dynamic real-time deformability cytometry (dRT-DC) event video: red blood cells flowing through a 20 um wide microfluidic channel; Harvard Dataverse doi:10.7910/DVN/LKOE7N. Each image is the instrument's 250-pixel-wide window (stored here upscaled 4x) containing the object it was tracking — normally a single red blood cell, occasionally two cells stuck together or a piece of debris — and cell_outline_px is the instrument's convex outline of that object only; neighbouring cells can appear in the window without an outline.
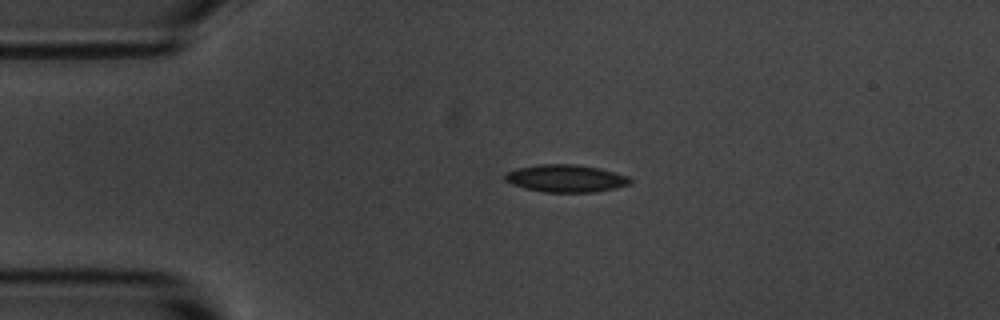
{"species": "common noctule bat (a hibernating species)", "species_latin": "Nyctalus noctula", "temperature_condition": "room temperature", "stored_images_in_passage": 4, "camera_frame_rate_fps": 3000, "um_per_image_px": 0.085, "animal": {"sex": "male", "body_mass_g": 20.1, "forearm_length_mm": 53.5}, "frame": {"image": 1, "passage_image": 3, "time_ms": 2.333, "image_size_px": [1000, 320], "cell_outline_px": [[632, 184], [616, 188], [596, 192], [544, 192], [524, 188], [512, 184], [504, 180], [504, 172], [516, 168], [540, 164], [576, 164], [600, 168], [628, 176], [632, 180]], "centroid_in_image_um": [48.09, 15.16], "position_along_channel_um": 36.9, "area_um2": 20.29}}